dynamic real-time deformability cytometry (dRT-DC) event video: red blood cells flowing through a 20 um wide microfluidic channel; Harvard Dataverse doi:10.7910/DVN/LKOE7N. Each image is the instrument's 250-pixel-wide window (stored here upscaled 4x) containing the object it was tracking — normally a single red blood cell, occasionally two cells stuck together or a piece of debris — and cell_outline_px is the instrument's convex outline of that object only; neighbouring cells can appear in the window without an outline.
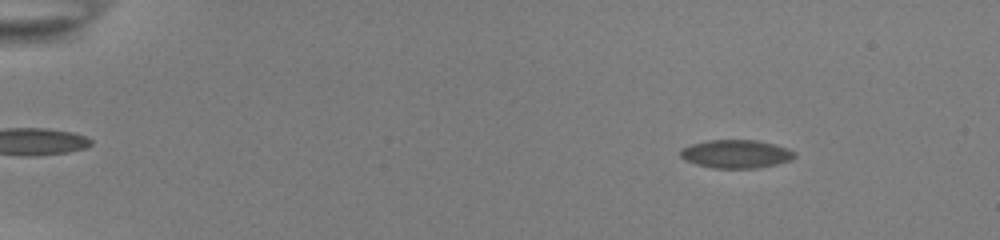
{"species": "common noctule bat (a hibernating species)", "species_latin": "Nyctalus noctula", "temperature_condition": "room temperature", "stored_images_in_passage": 55, "camera_frame_rate_fps": 3000, "um_per_image_px": 0.085, "animal": {"sex": "female", "body_mass_g": 22.0, "forearm_length_mm": 56.7}, "frame": {"image": 1, "passage_image": 3, "time_ms": 0.667, "image_size_px": [1000, 240], "cell_outline_px": [[796, 156], [792, 160], [776, 164], [756, 168], [712, 168], [696, 164], [684, 160], [680, 156], [680, 148], [692, 144], [708, 140], [756, 140], [788, 148], [796, 152]], "centroid_in_image_um": [62.56, 13.09], "position_along_channel_um": 22.4, "area_um2": 18.9}}
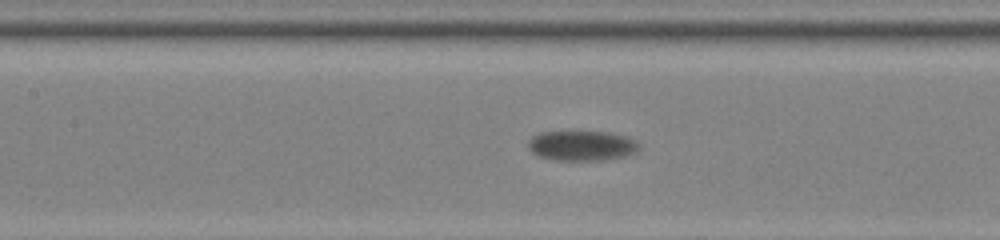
{"frame": {"image": 2, "passage_image": 25, "time_ms": 8.0, "image_size_px": [1000, 240], "cell_outline_px": [[640, 148], [636, 152], [624, 156], [600, 160], [552, 160], [540, 156], [532, 152], [528, 148], [528, 140], [532, 136], [540, 132], [612, 132], [628, 136], [636, 140], [640, 144]], "centroid_in_image_um": [49.48, 12.37], "position_along_channel_um": 157.9, "area_um2": 19.54}}
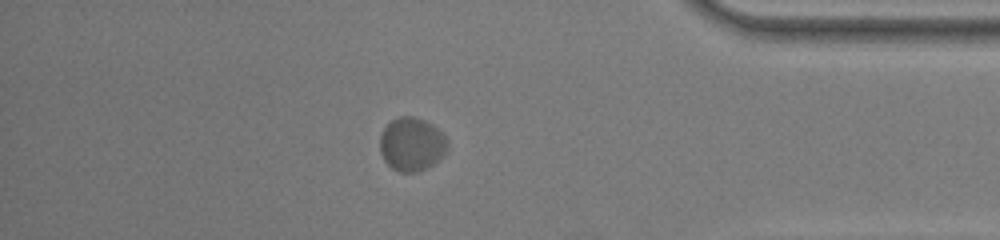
{"frame": {"image": 3, "passage_image": 48, "time_ms": 15.667, "image_size_px": [1000, 240], "cell_outline_px": [[448, 148], [428, 168], [416, 172], [400, 172], [392, 168], [384, 160], [380, 152], [380, 136], [384, 128], [392, 120], [400, 116], [412, 116], [424, 120], [432, 124], [448, 140]], "centroid_in_image_um": [34.97, 12.26], "position_along_channel_um": 400.2, "area_um2": 20.87}}